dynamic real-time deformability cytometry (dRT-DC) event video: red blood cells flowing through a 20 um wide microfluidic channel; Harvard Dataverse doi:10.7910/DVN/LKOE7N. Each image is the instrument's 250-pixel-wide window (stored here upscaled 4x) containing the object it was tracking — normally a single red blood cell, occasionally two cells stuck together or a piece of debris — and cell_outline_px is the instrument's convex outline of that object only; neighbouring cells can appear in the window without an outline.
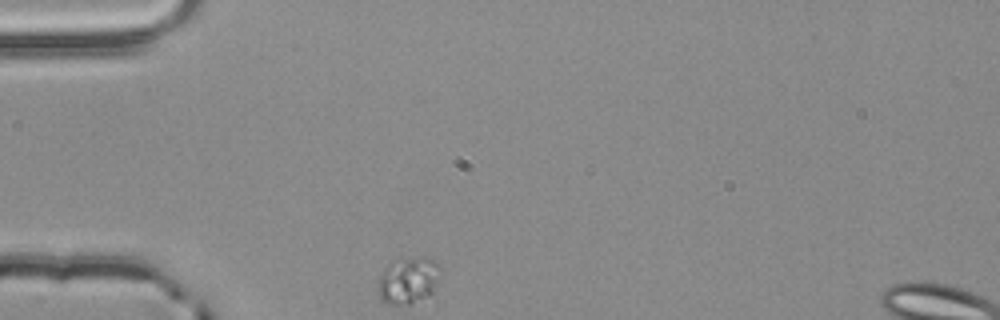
{"species": "common noctule bat (a hibernating species)", "species_latin": "Nyctalus noctula", "temperature_condition": "room temperature", "stored_images_in_passage": 32, "camera_frame_rate_fps": 3000, "um_per_image_px": 0.085, "animal": {"sex": "male", "body_mass_g": 20.4}, "frame": {"image": 1, "passage_image": 1, "time_ms": 0.0, "image_size_px": [1000, 320], "cell_outline_px": [[440, 268], [432, 292], [428, 296], [412, 304], [388, 304], [380, 300], [380, 276], [384, 268], [388, 264], [396, 260], [416, 256], [424, 256], [440, 264]], "centroid_in_image_um": [34.71, 23.82], "position_along_channel_um": 50.3, "area_um2": 16.7}}